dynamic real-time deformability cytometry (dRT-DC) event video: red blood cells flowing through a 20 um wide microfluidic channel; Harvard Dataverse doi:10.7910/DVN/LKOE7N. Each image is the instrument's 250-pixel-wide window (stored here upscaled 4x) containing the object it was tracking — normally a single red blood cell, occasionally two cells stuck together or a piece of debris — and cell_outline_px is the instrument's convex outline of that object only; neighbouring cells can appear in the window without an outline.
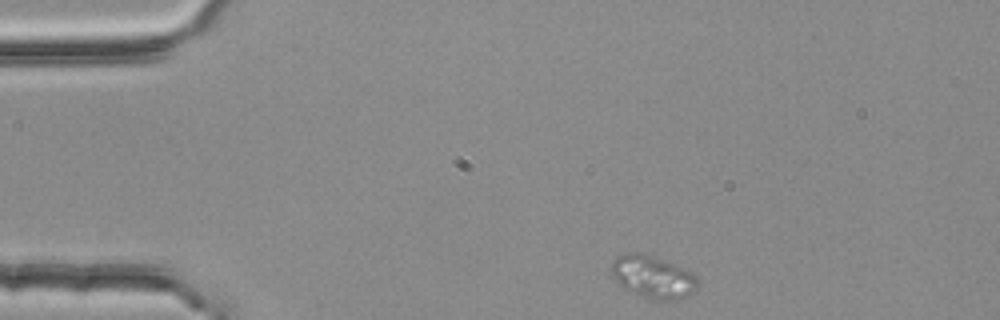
{"species": "common noctule bat (a hibernating species)", "species_latin": "Nyctalus noctula", "temperature_condition": "room temperature", "stored_images_in_passage": 3, "camera_frame_rate_fps": 3000, "um_per_image_px": 0.085, "animal": {"sex": "female", "body_mass_g": 25.1}, "frame": {"image": 1, "passage_image": 1, "time_ms": 0.0, "image_size_px": [1000, 320], "cell_outline_px": [[700, 284], [696, 292], [688, 296], [676, 300], [656, 300], [644, 296], [624, 288], [612, 276], [608, 268], [612, 260], [616, 256], [624, 252], [644, 252], [676, 264], [692, 272], [700, 280]], "centroid_in_image_um": [55.51, 23.5], "position_along_channel_um": 29.5, "area_um2": 22.08}}